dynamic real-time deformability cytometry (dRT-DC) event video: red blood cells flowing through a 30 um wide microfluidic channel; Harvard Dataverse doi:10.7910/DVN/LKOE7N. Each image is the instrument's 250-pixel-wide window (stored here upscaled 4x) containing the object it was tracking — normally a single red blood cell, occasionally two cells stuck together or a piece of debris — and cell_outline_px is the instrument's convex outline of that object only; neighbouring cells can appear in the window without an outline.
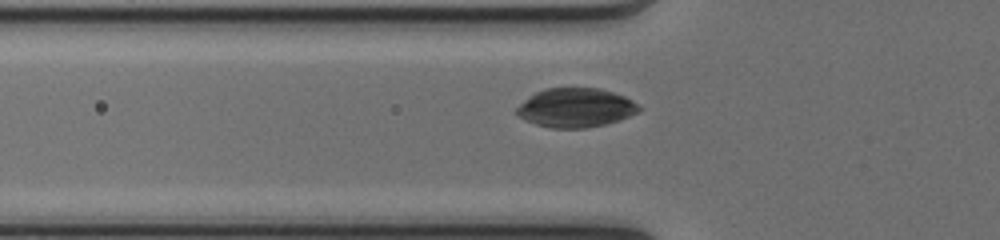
{"species": "common noctule bat (a hibernating species)", "species_latin": "Nyctalus noctula", "temperature_condition": "cold", "stored_images_in_passage": 41, "camera_frame_rate_fps": 3000, "um_per_image_px": 0.085, "animal": {"sex": "female", "body_mass_g": 17.0, "forearm_length_mm": 48.0}, "frame": {"image": 1, "passage_image": 13, "time_ms": 4.0, "image_size_px": [1000, 240], "cell_outline_px": [[640, 112], [620, 120], [604, 124], [584, 128], [552, 128], [536, 124], [524, 120], [516, 112], [516, 108], [524, 100], [536, 92], [548, 88], [600, 88], [624, 96], [632, 100], [640, 108]], "centroid_in_image_um": [48.94, 9.16], "position_along_channel_um": 76.9, "area_um2": 27.69}}
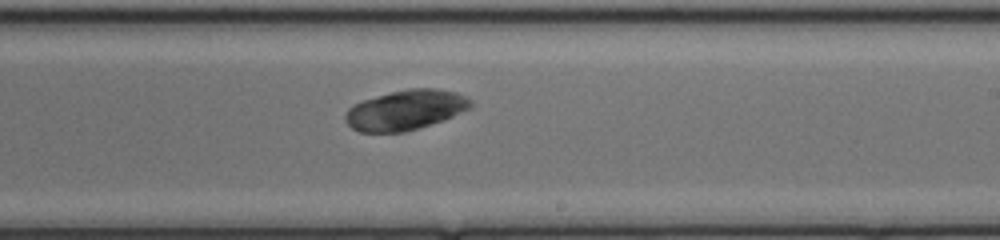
{"frame": {"image": 2, "passage_image": 26, "time_ms": 8.333, "image_size_px": [1000, 240], "cell_outline_px": [[472, 104], [468, 108], [444, 120], [404, 132], [360, 132], [352, 128], [344, 120], [344, 116], [348, 108], [352, 104], [376, 96], [408, 88], [436, 88], [456, 92], [472, 100]], "centroid_in_image_um": [34.44, 9.35], "position_along_channel_um": 254.6, "area_um2": 29.07}}
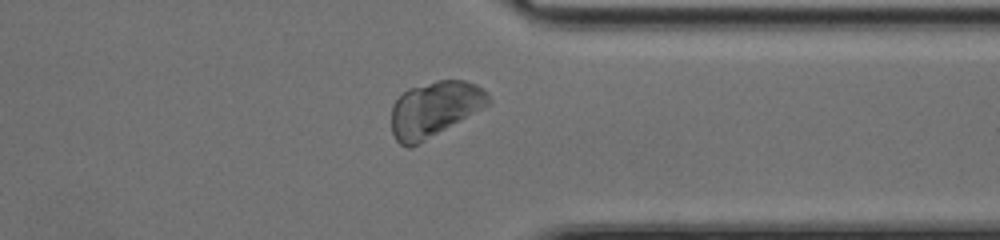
{"frame": {"image": 3, "passage_image": 35, "time_ms": 11.333, "image_size_px": [1000, 240], "cell_outline_px": [[492, 100], [488, 104], [420, 144], [412, 148], [408, 148], [400, 144], [396, 140], [392, 132], [392, 104], [408, 88], [436, 80], [464, 80], [476, 84], [488, 92]], "centroid_in_image_um": [36.92, 9.27], "position_along_channel_um": 374.5, "area_um2": 31.27}}